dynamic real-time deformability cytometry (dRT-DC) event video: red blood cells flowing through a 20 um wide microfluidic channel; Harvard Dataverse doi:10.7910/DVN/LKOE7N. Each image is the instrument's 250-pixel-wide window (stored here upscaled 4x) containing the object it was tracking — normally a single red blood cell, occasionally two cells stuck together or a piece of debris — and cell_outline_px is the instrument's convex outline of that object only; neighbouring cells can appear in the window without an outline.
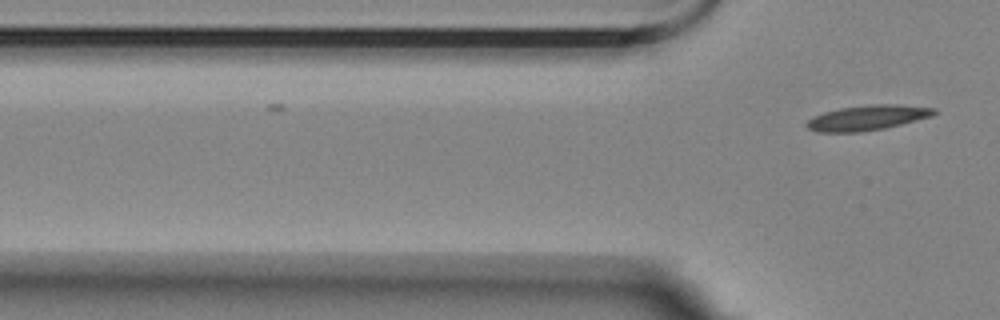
{"species": "Egyptian fruit bat (a non-hibernating species)", "species_latin": "Rousettus aegyptiacus", "temperature_condition": "room temperature", "stored_images_in_passage": 3, "camera_frame_rate_fps": 3000, "um_per_image_px": 0.085, "animal": {"sex": "female"}, "frame": {"image": 1, "passage_image": 3, "time_ms": 0.667, "image_size_px": [1000, 320], "cell_outline_px": [[936, 112], [932, 116], [884, 128], [860, 132], [816, 132], [808, 128], [804, 124], [812, 116], [824, 112], [840, 108], [872, 104], [900, 104], [936, 108]], "centroid_in_image_um": [73.7, 10.0], "position_along_channel_um": 52.1, "area_um2": 18.61}}